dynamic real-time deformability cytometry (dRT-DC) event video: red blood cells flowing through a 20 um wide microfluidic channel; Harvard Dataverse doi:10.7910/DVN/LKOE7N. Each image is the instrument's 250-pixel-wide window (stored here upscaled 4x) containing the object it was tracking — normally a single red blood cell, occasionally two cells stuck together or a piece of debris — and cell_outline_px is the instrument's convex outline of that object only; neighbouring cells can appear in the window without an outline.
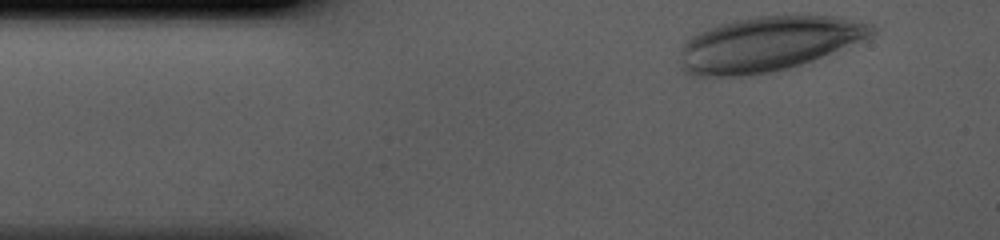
{"species": "human", "species_latin": "Homo sapiens", "temperature_condition": "cold", "stored_images_in_passage": 33, "camera_frame_rate_fps": 3000, "um_per_image_px": 0.085, "donor": {"sex": "male"}, "frame": {"image": 1, "passage_image": 1, "time_ms": 0.0, "image_size_px": [1000, 240], "cell_outline_px": [[876, 32], [864, 40], [812, 60], [788, 68], [748, 76], [692, 76], [684, 72], [680, 68], [680, 48], [684, 40], [696, 32], [732, 20], [756, 16], [832, 16], [872, 24], [876, 28]], "centroid_in_image_um": [65.22, 3.74], "position_along_channel_um": 19.8, "area_um2": 61.27}}
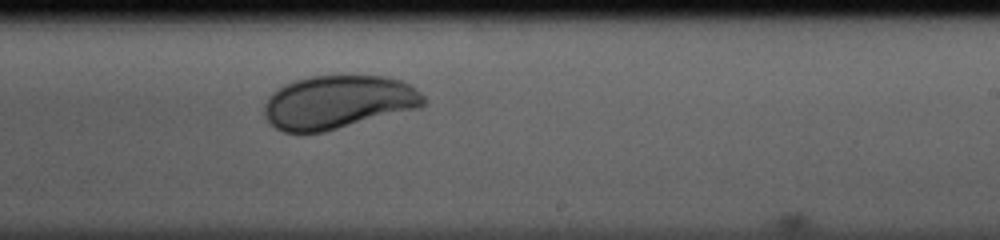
{"frame": {"image": 2, "passage_image": 22, "time_ms": 7.0, "image_size_px": [1000, 240], "cell_outline_px": [[424, 104], [420, 108], [324, 132], [284, 132], [276, 128], [264, 116], [264, 104], [272, 92], [284, 84], [296, 80], [312, 76], [384, 76], [400, 80], [412, 84], [424, 96]], "centroid_in_image_um": [28.76, 8.68], "position_along_channel_um": 260.2, "area_um2": 49.65}}
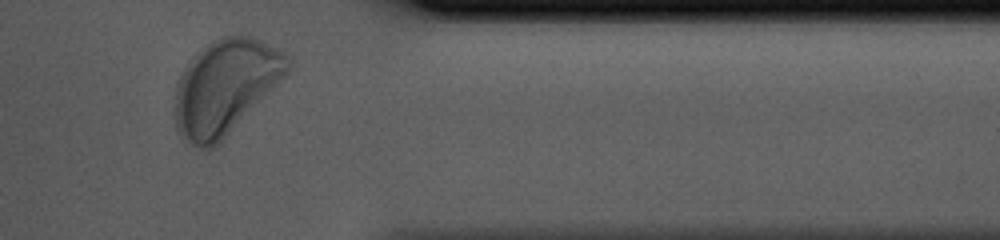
{"frame": {"image": 3, "passage_image": 32, "time_ms": 10.333, "image_size_px": [1000, 240], "cell_outline_px": [[292, 68], [212, 148], [204, 148], [180, 140], [176, 132], [176, 88], [180, 76], [184, 68], [192, 56], [196, 52], [212, 40], [224, 36], [252, 36], [280, 48], [288, 52], [292, 56]], "centroid_in_image_um": [19.16, 7.31], "position_along_channel_um": 392.2, "area_um2": 61.44}}